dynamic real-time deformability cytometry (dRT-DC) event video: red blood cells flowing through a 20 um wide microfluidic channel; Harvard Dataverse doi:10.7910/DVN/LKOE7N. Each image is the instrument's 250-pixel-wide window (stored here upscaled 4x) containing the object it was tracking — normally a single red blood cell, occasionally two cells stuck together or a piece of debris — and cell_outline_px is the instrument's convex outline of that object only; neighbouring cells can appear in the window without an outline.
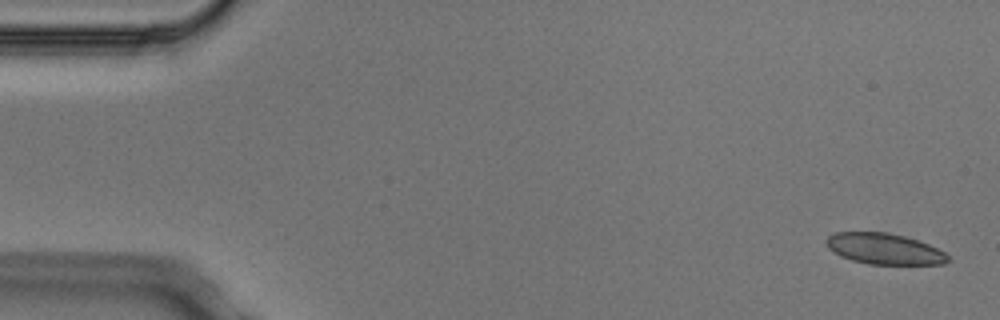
{"species": "Egyptian fruit bat (a non-hibernating species)", "species_latin": "Rousettus aegyptiacus", "temperature_condition": "cold", "stored_images_in_passage": 6, "camera_frame_rate_fps": 3000, "um_per_image_px": 0.085, "animal": {"sex": "male"}, "frame": {"image": 1, "passage_image": 1, "time_ms": 0.0, "image_size_px": [1000, 320], "cell_outline_px": [[952, 260], [944, 264], [868, 264], [852, 260], [840, 256], [828, 248], [828, 236], [836, 232], [888, 232], [904, 236], [928, 244], [944, 252]], "centroid_in_image_um": [75.19, 21.15], "position_along_channel_um": 9.8, "area_um2": 21.79}}
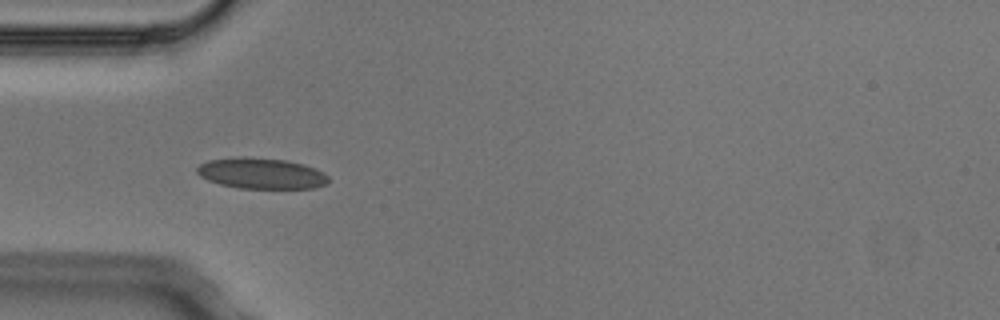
{"frame": {"image": 2, "passage_image": 5, "time_ms": 1.333, "image_size_px": [1000, 320], "cell_outline_px": [[328, 184], [316, 188], [240, 188], [220, 184], [208, 180], [200, 176], [196, 172], [196, 168], [200, 164], [208, 160], [240, 156], [284, 160], [304, 164], [324, 172], [328, 176]], "centroid_in_image_um": [22.21, 14.73], "position_along_channel_um": 62.8, "area_um2": 23.7}}
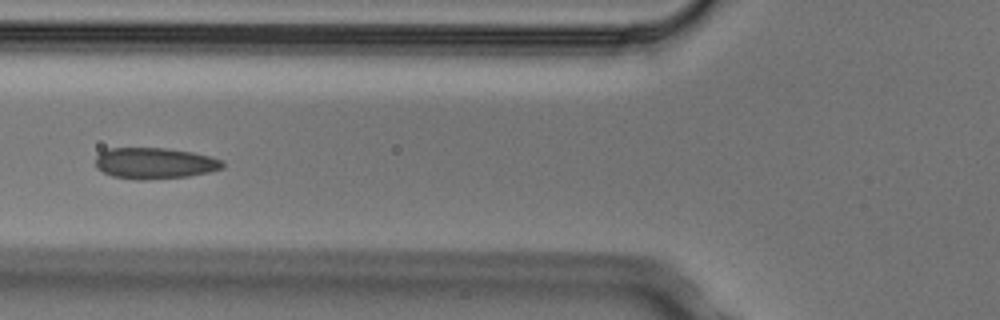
{"frame": {"image": 3, "passage_image": 6, "time_ms": 1.667, "image_size_px": [1000, 320], "cell_outline_px": [[224, 168], [208, 172], [188, 176], [148, 180], [136, 180], [112, 176], [96, 168], [96, 156], [100, 152], [108, 148], [168, 148], [192, 152], [224, 160]], "centroid_in_image_um": [13.14, 13.88], "position_along_channel_um": 112.7, "area_um2": 23.24}}